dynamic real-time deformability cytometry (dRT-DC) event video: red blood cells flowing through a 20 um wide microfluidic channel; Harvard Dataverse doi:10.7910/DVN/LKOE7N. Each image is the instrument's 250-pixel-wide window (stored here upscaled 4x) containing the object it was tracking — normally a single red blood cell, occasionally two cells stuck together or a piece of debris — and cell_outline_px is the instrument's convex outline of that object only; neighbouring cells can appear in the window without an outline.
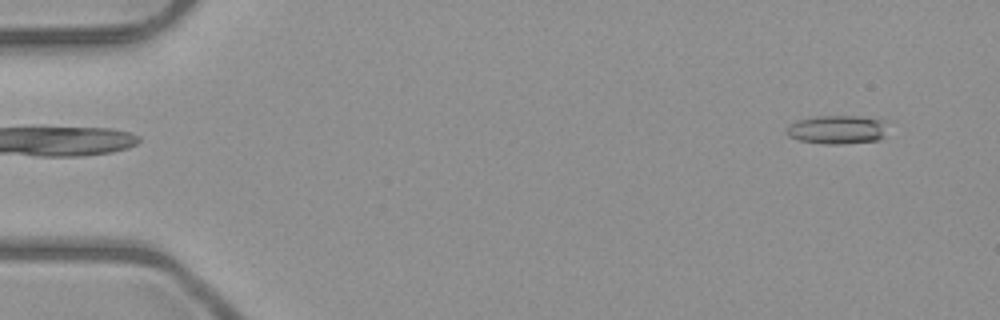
{"species": "common noctule bat (a hibernating species)", "species_latin": "Nyctalus noctula", "temperature_condition": "room temperature", "stored_images_in_passage": 4, "segment_of_instrument_passage": [2, 2], "camera_frame_rate_fps": 3000, "um_per_image_px": 0.085, "animal": {"sex": "male", "body_mass_g": 23.1, "forearm_length_mm": 52.7}, "frame": {"image": 1, "passage_image": 4, "time_ms": 3.667, "image_size_px": [1000, 320], "cell_outline_px": [[888, 120], [884, 136], [880, 140], [840, 144], [824, 144], [800, 140], [788, 136], [788, 124], [796, 120], [816, 116], [880, 116]], "centroid_in_image_um": [71.27, 10.99], "position_along_channel_um": 13.7, "area_um2": 17.4}}